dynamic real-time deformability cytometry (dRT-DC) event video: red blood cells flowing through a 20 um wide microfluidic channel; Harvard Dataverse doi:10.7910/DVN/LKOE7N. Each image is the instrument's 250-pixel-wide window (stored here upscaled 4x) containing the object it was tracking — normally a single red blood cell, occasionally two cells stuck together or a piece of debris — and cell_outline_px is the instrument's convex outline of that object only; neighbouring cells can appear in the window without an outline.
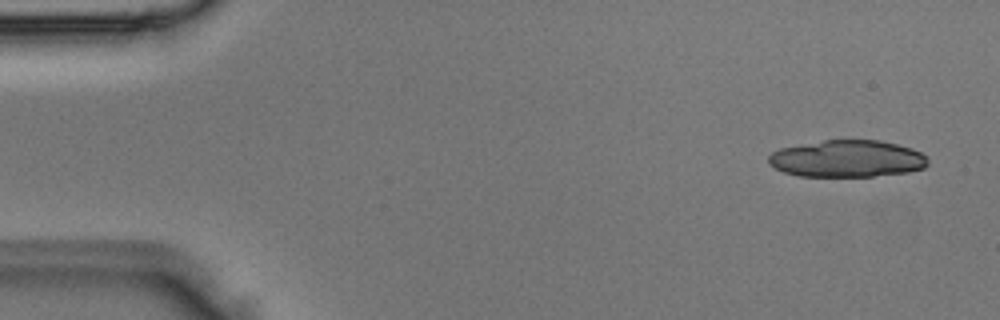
{"species": "Egyptian fruit bat (a non-hibernating species)", "species_latin": "Rousettus aegyptiacus", "temperature_condition": "room temperature", "stored_images_in_passage": 4, "camera_frame_rate_fps": 3000, "um_per_image_px": 0.085, "animal": {"sex": "male"}, "frame": {"image": 1, "passage_image": 1, "time_ms": 0.0, "image_size_px": [1000, 320], "cell_outline_px": [[928, 164], [924, 168], [908, 172], [872, 176], [800, 176], [784, 172], [768, 164], [768, 156], [772, 152], [780, 148], [824, 140], [880, 140], [912, 148], [928, 156]], "centroid_in_image_um": [72.02, 13.49], "position_along_channel_um": 13.0, "area_um2": 34.39}}